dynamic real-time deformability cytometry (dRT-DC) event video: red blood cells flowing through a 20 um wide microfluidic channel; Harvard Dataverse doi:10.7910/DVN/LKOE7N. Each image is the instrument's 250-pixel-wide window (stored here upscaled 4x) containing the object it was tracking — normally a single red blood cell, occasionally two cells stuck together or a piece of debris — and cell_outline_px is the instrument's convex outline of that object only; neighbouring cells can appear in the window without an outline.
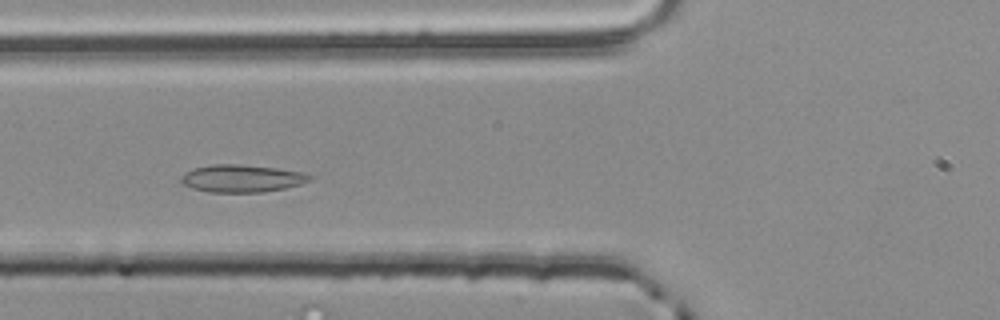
{"species": "common noctule bat (a hibernating species)", "species_latin": "Nyctalus noctula", "temperature_condition": "room temperature", "stored_images_in_passage": 49, "segment_of_instrument_passage": [1, 2], "camera_frame_rate_fps": 3000, "um_per_image_px": 0.085, "animal": {"sex": "male", "body_mass_g": 20.4}, "frame": {"image": 1, "passage_image": 14, "time_ms": 4.333, "image_size_px": [1000, 320], "cell_outline_px": [[316, 176], [312, 180], [300, 184], [284, 188], [260, 192], [208, 192], [192, 188], [184, 184], [180, 180], [192, 168], [212, 164], [240, 164], [276, 168], [300, 172]], "centroid_in_image_um": [20.59, 15.16], "position_along_channel_um": 105.2, "area_um2": 20.46}}
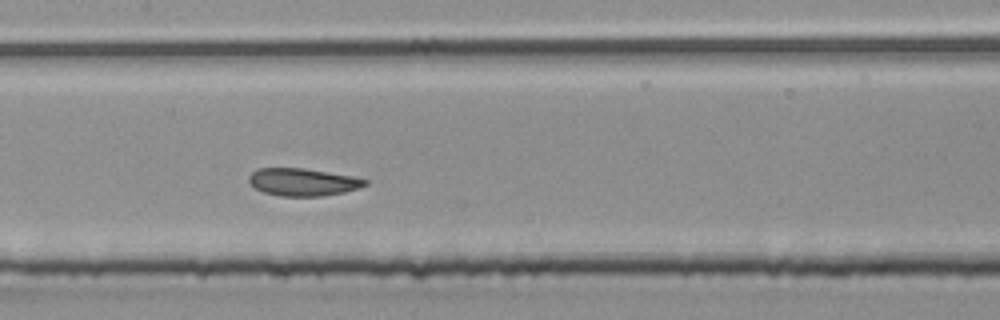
{"frame": {"image": 2, "passage_image": 20, "time_ms": 6.333, "image_size_px": [1000, 320], "cell_outline_px": [[368, 184], [360, 188], [344, 192], [324, 196], [280, 196], [264, 192], [256, 188], [248, 180], [248, 176], [256, 168], [304, 168], [352, 176], [368, 180]], "centroid_in_image_um": [25.75, 15.47], "position_along_channel_um": 181.6, "area_um2": 18.67}}
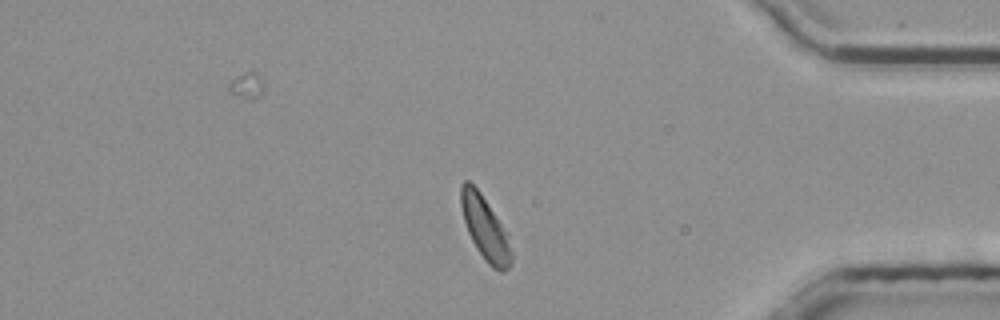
{"frame": {"image": 3, "passage_image": 39, "time_ms": 12.667, "image_size_px": [1000, 320], "cell_outline_px": [[512, 260], [508, 268], [504, 272], [500, 272], [492, 268], [488, 264], [476, 248], [468, 232], [464, 220], [460, 204], [460, 184], [464, 180], [468, 180], [480, 192], [500, 224], [504, 232], [512, 252]], "centroid_in_image_um": [41.19, 19.41], "position_along_channel_um": 394.0, "area_um2": 18.09}}